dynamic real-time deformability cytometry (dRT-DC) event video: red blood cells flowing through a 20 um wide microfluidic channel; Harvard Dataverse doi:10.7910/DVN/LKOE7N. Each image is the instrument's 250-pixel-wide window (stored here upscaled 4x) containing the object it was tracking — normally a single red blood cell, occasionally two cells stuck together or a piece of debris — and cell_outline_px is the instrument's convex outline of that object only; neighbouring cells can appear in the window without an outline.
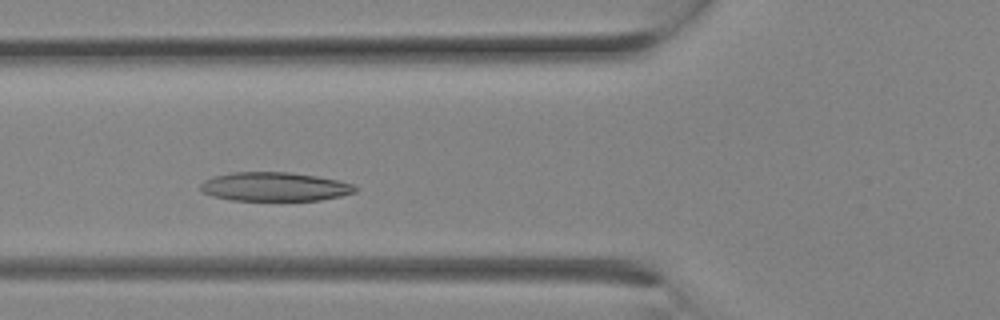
{"species": "Egyptian fruit bat (a non-hibernating species)", "species_latin": "Rousettus aegyptiacus", "temperature_condition": "room temperature", "stored_images_in_passage": 7, "camera_frame_rate_fps": 3000, "um_per_image_px": 0.085, "animal": {"sex": "female"}, "frame": {"image": 1, "passage_image": 4, "time_ms": 1.0, "image_size_px": [1000, 320], "cell_outline_px": [[360, 188], [356, 192], [340, 196], [320, 200], [232, 200], [212, 196], [204, 192], [200, 188], [200, 184], [204, 180], [212, 176], [232, 172], [288, 172], [316, 176], [340, 180], [352, 184]], "centroid_in_image_um": [23.36, 15.86], "position_along_channel_um": 102.4, "area_um2": 26.13}}
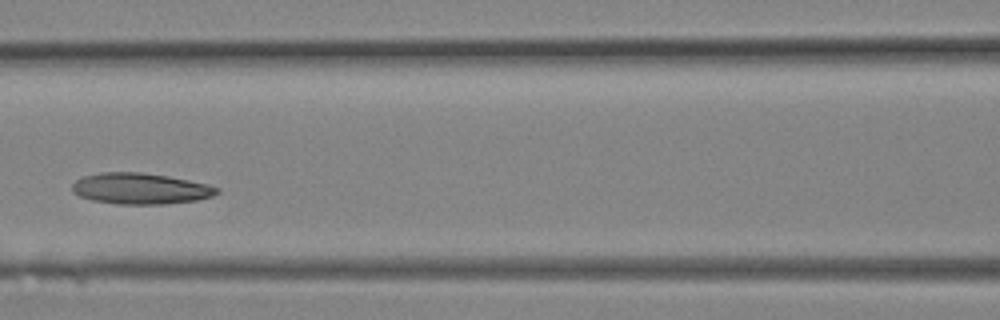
{"frame": {"image": 2, "passage_image": 6, "time_ms": 1.667, "image_size_px": [1000, 320], "cell_outline_px": [[220, 192], [212, 196], [196, 200], [164, 204], [116, 204], [92, 200], [80, 196], [72, 192], [72, 184], [76, 180], [84, 176], [100, 172], [140, 172], [168, 176], [208, 184], [220, 188]], "centroid_in_image_um": [11.93, 16.03], "position_along_channel_um": 154.7, "area_um2": 26.24}}